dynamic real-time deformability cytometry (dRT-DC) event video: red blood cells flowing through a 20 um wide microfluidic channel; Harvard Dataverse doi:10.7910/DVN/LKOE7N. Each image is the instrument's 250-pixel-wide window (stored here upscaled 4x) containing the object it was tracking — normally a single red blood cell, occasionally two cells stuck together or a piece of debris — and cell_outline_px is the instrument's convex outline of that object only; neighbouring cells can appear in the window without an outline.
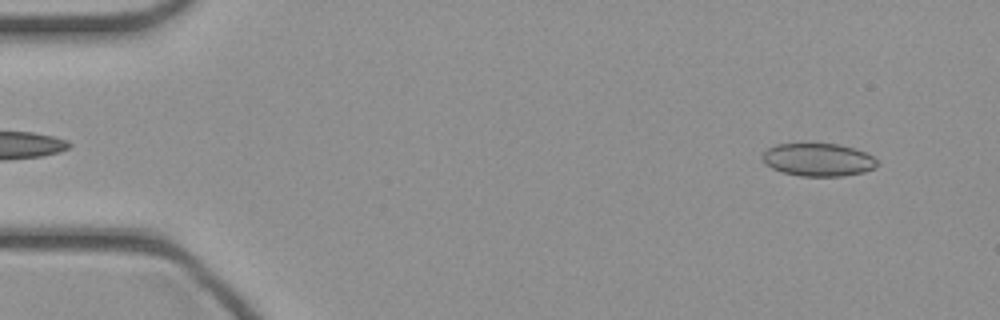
{"species": "common noctule bat (a hibernating species)", "species_latin": "Nyctalus noctula", "temperature_condition": "cold", "stored_images_in_passage": 45, "camera_frame_rate_fps": 3000, "um_per_image_px": 0.085, "animal": {"sex": "female", "body_mass_g": 21.9}, "frame": {"image": 1, "passage_image": 3, "time_ms": 0.667, "image_size_px": [1000, 320], "cell_outline_px": [[880, 164], [876, 168], [864, 172], [840, 176], [800, 176], [784, 172], [772, 168], [764, 164], [760, 156], [768, 148], [776, 144], [804, 140], [808, 140], [836, 144], [852, 148], [864, 152], [872, 156]], "centroid_in_image_um": [69.49, 13.52], "position_along_channel_um": 15.5, "area_um2": 22.89}}
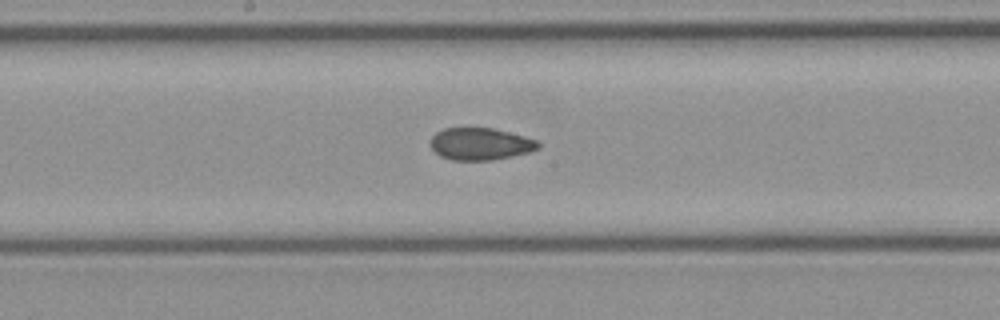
{"frame": {"image": 2, "passage_image": 23, "time_ms": 7.333, "image_size_px": [1000, 320], "cell_outline_px": [[540, 148], [532, 152], [492, 160], [452, 160], [440, 156], [428, 144], [432, 136], [436, 132], [444, 128], [492, 128], [524, 136], [536, 140], [540, 144]], "centroid_in_image_um": [40.82, 12.24], "position_along_channel_um": 207.4, "area_um2": 20.29}}
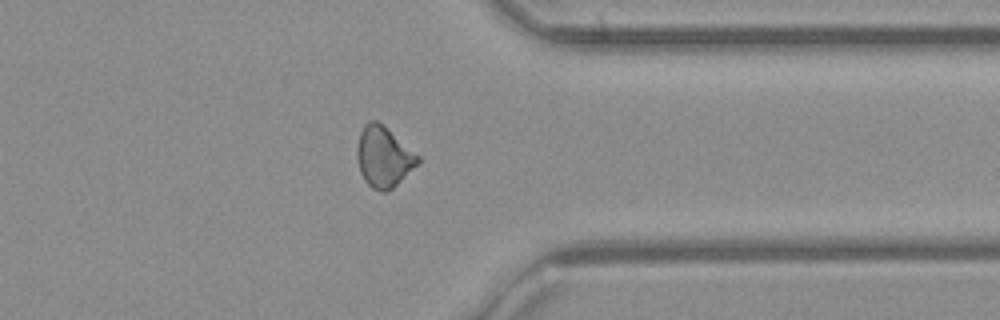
{"frame": {"image": 3, "passage_image": 35, "time_ms": 11.333, "image_size_px": [1000, 320], "cell_outline_px": [[420, 164], [388, 192], [380, 192], [372, 188], [364, 180], [360, 172], [356, 156], [356, 148], [360, 132], [364, 124], [368, 120], [376, 120], [420, 156]], "centroid_in_image_um": [32.6, 13.36], "position_along_channel_um": 378.8, "area_um2": 21.62}}